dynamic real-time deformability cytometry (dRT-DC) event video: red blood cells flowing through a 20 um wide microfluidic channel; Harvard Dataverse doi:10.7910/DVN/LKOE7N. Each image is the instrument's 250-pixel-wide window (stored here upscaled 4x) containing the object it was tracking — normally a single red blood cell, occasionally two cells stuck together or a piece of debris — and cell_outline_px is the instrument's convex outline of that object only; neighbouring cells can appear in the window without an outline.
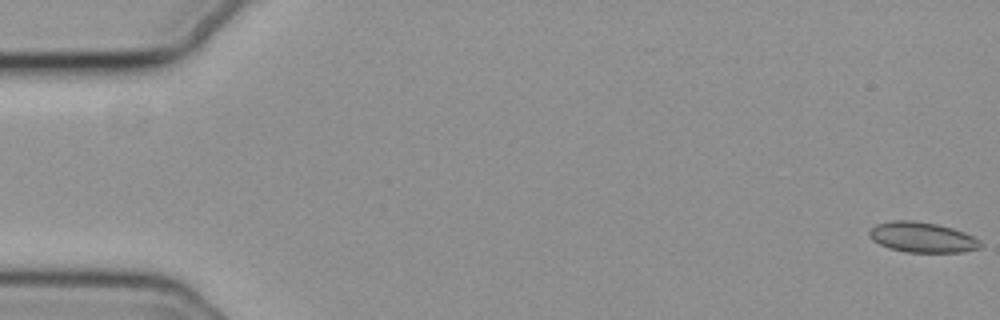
{"species": "common noctule bat (a hibernating species)", "species_latin": "Nyctalus noctula", "temperature_condition": "cold", "stored_images_in_passage": 58, "camera_frame_rate_fps": 3000, "um_per_image_px": 0.085, "animal": {"sex": "female", "body_mass_g": 19.3, "forearm_length_mm": 54.1}, "frame": {"image": 1, "passage_image": 1, "time_ms": 0.0, "image_size_px": [1000, 320], "cell_outline_px": [[984, 244], [980, 248], [964, 252], [904, 252], [888, 248], [872, 240], [868, 232], [876, 224], [892, 220], [912, 220], [936, 224], [952, 228], [964, 232], [980, 240]], "centroid_in_image_um": [78.4, 20.17], "position_along_channel_um": 6.6, "area_um2": 19.71}}
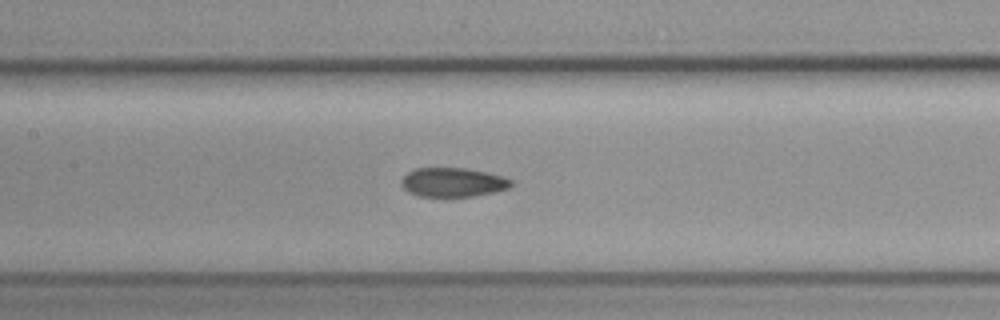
{"frame": {"image": 2, "passage_image": 27, "time_ms": 8.667, "image_size_px": [1000, 320], "cell_outline_px": [[516, 184], [508, 188], [496, 192], [472, 196], [444, 200], [420, 196], [408, 192], [400, 184], [400, 180], [408, 172], [416, 168], [468, 168], [504, 176], [512, 180]], "centroid_in_image_um": [38.51, 15.54], "position_along_channel_um": 168.9, "area_um2": 19.54}}
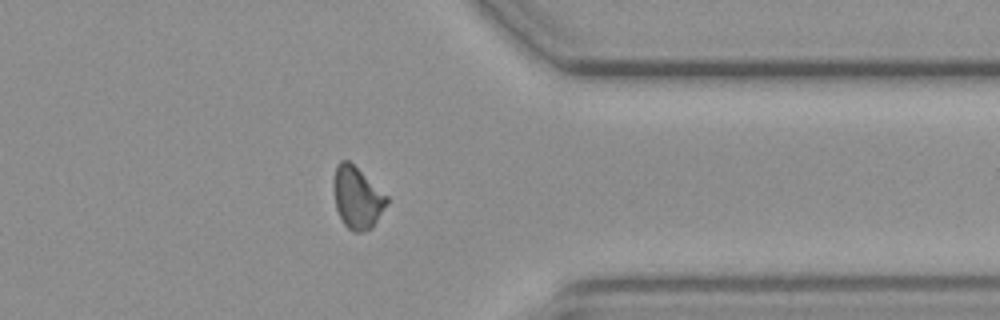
{"frame": {"image": 3, "passage_image": 45, "time_ms": 14.667, "image_size_px": [1000, 320], "cell_outline_px": [[388, 204], [372, 228], [360, 232], [352, 232], [344, 224], [336, 208], [332, 188], [336, 164], [340, 160], [348, 160], [388, 196]], "centroid_in_image_um": [30.35, 16.81], "position_along_channel_um": 381.1, "area_um2": 19.25}, "authors_computed_cell_mechanics": {"area_um2": 18.9584, "velocity_mm_per_s": 3.7128, "shape_relaxation_time_tau1_ms": 10.5265, "shape_relaxation_time_tau2_ms": 6.249, "deformation_change_tau1": 0.1193, "deformation_change_tau2": 0.0979}}